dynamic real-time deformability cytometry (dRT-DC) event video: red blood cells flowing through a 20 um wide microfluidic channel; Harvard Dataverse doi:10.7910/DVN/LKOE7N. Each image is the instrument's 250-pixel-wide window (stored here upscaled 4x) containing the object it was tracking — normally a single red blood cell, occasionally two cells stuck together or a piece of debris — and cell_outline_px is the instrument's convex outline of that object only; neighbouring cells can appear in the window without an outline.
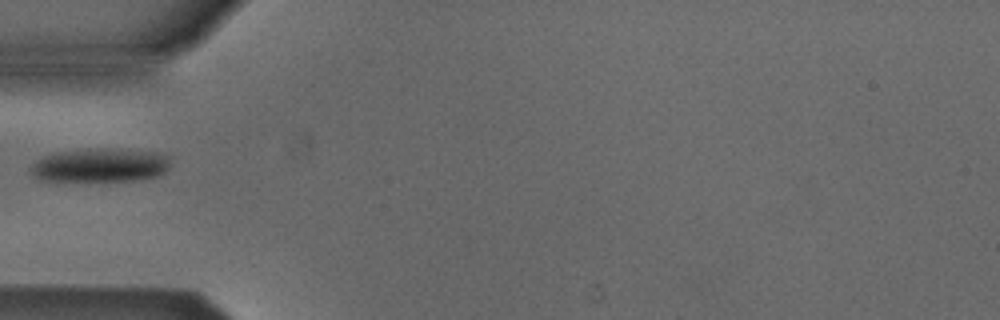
{"species": "Egyptian fruit bat (a non-hibernating species)", "species_latin": "Rousettus aegyptiacus", "temperature_condition": "cold", "stored_images_in_passage": 36, "camera_frame_rate_fps": 3000, "um_per_image_px": 0.085, "animal": {"sex": "male"}, "frame": {"image": 1, "passage_image": 1, "time_ms": 0.0, "image_size_px": [1000, 320], "cell_outline_px": [[168, 168], [164, 172], [156, 176], [132, 180], [40, 180], [32, 176], [28, 168], [36, 160], [44, 156], [56, 152], [100, 148], [104, 148], [160, 152], [168, 156]], "centroid_in_image_um": [8.47, 14.03], "position_along_channel_um": 76.5, "area_um2": 27.22}}
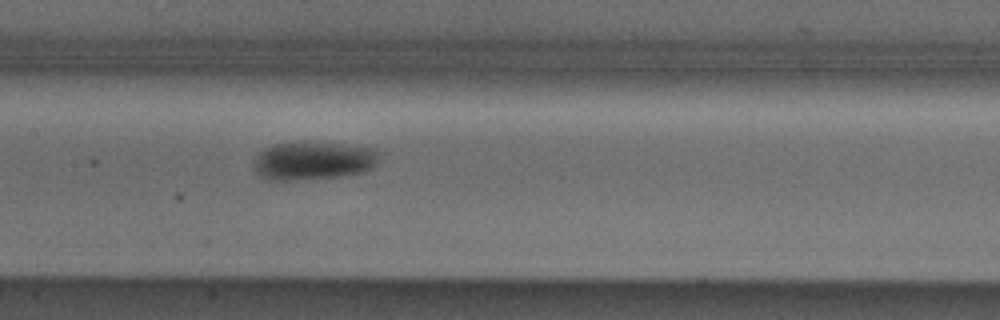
{"frame": {"image": 2, "passage_image": 9, "time_ms": 2.667, "image_size_px": [1000, 320], "cell_outline_px": [[376, 164], [372, 168], [364, 172], [340, 176], [292, 180], [268, 180], [260, 176], [252, 168], [252, 164], [256, 156], [264, 148], [276, 144], [340, 144], [376, 148]], "centroid_in_image_um": [26.58, 13.69], "position_along_channel_um": 180.8, "area_um2": 27.34}}
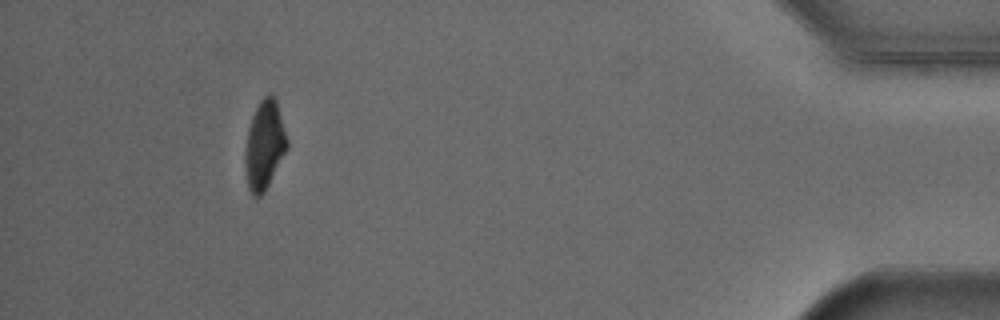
{"frame": {"image": 3, "passage_image": 32, "time_ms": 10.333, "image_size_px": [1000, 320], "cell_outline_px": [[288, 148], [264, 192], [260, 196], [252, 196], [248, 188], [244, 160], [244, 152], [248, 128], [252, 116], [260, 100], [268, 92], [272, 92], [276, 100], [288, 140]], "centroid_in_image_um": [22.47, 12.31], "position_along_channel_um": 412.7, "area_um2": 21.79}}